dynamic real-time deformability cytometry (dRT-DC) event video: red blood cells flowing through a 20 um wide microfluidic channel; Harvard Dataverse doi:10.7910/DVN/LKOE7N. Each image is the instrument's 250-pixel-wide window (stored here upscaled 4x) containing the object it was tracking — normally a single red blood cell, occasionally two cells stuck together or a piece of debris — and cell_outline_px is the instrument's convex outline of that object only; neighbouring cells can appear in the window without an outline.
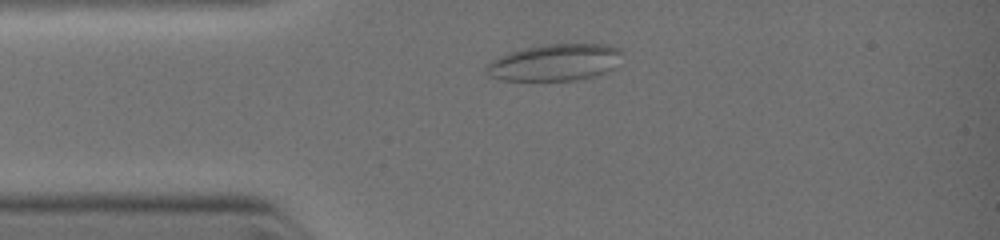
{"species": "common noctule bat (a hibernating species)", "species_latin": "Nyctalus noctula", "temperature_condition": "warm", "stored_images_in_passage": 10, "camera_frame_rate_fps": 3000, "um_per_image_px": 0.085, "animal": {"sex": "female", "body_mass_g": 19.0, "forearm_length_mm": 51.5}, "frame": {"image": 1, "passage_image": 3, "time_ms": 1.0, "image_size_px": [1000, 240], "cell_outline_px": [[620, 52], [612, 68], [604, 72], [576, 80], [504, 80], [492, 76], [488, 72], [488, 64], [492, 60], [500, 56], [512, 52], [528, 48], [548, 44], [596, 44], [612, 48]], "centroid_in_image_um": [47.1, 5.32], "position_along_channel_um": 37.9, "area_um2": 27.69}}
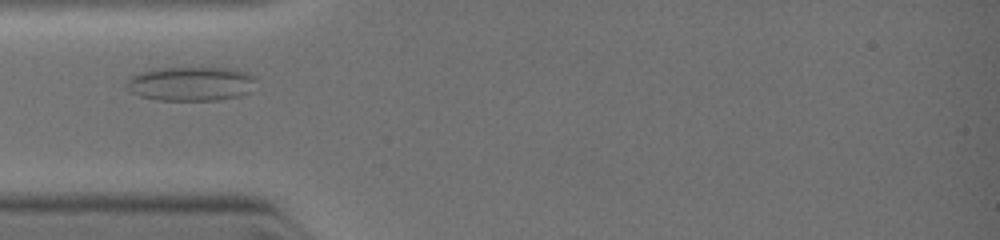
{"frame": {"image": 2, "passage_image": 6, "time_ms": 2.0, "image_size_px": [1000, 240], "cell_outline_px": [[252, 80], [248, 92], [240, 96], [220, 100], [160, 100], [140, 96], [132, 92], [128, 88], [128, 80], [132, 76], [140, 72], [164, 68], [200, 64], [236, 68], [252, 76]], "centroid_in_image_um": [16.24, 7.07], "position_along_channel_um": 68.8, "area_um2": 26.3}}